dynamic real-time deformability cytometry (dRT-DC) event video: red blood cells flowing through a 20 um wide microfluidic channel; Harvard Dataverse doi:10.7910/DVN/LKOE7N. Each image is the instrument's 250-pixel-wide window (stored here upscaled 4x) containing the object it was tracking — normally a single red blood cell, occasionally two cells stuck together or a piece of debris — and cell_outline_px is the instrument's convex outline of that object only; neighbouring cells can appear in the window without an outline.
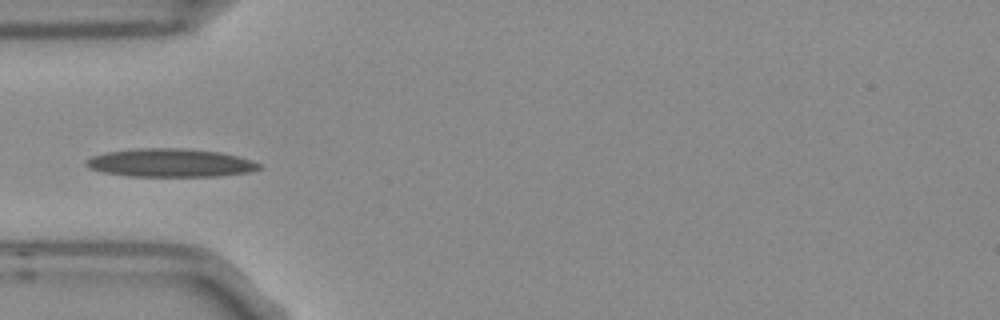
{"species": "Egyptian fruit bat (a non-hibernating species)", "species_latin": "Rousettus aegyptiacus", "temperature_condition": "room temperature", "stored_images_in_passage": 8, "camera_frame_rate_fps": 3000, "um_per_image_px": 0.085, "frame": {"image": 1, "passage_image": 5, "time_ms": 1.333, "image_size_px": [1000, 320], "cell_outline_px": [[260, 168], [252, 172], [220, 176], [128, 176], [104, 172], [88, 168], [84, 164], [92, 156], [108, 152], [144, 148], [180, 148], [220, 152], [236, 156], [260, 164]], "centroid_in_image_um": [14.48, 13.85], "position_along_channel_um": 70.5, "area_um2": 28.21}}
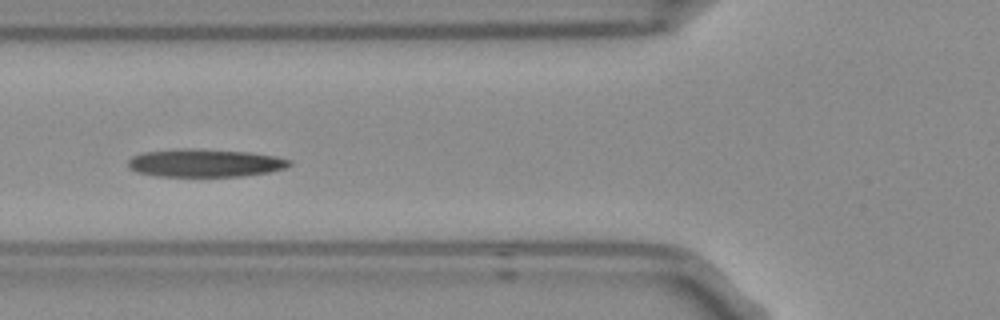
{"frame": {"image": 2, "passage_image": 6, "time_ms": 1.667, "image_size_px": [1000, 320], "cell_outline_px": [[292, 164], [284, 168], [268, 172], [244, 176], [156, 176], [136, 172], [128, 168], [128, 160], [132, 156], [144, 152], [184, 148], [192, 148], [248, 152], [276, 156], [292, 160]], "centroid_in_image_um": [17.41, 13.85], "position_along_channel_um": 108.4, "area_um2": 26.36}}